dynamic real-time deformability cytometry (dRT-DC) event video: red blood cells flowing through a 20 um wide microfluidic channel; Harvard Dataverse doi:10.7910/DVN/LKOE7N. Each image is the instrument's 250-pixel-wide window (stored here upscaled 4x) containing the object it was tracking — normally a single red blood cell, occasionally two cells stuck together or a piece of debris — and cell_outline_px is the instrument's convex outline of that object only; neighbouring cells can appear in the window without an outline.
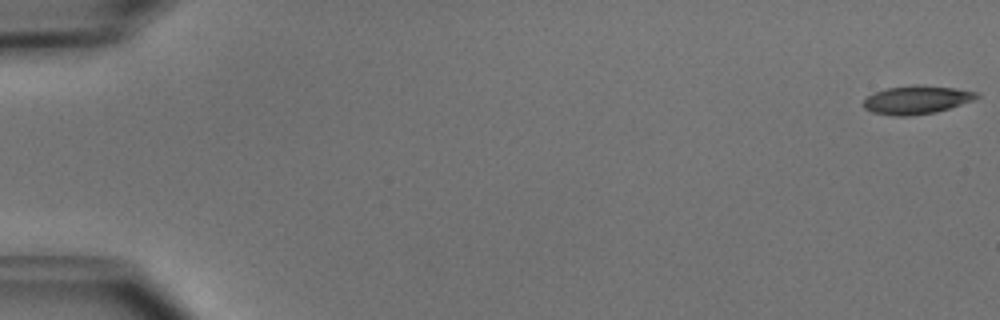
{"species": "common noctule bat (a hibernating species)", "species_latin": "Nyctalus noctula", "temperature_condition": "cold", "stored_images_in_passage": 51, "camera_frame_rate_fps": 3000, "um_per_image_px": 0.085, "animal": {"sex": "male", "body_mass_g": 15.6}, "frame": {"image": 1, "passage_image": 1, "time_ms": 0.0, "image_size_px": [1000, 320], "cell_outline_px": [[980, 96], [972, 100], [936, 112], [908, 116], [892, 116], [872, 112], [864, 108], [864, 100], [868, 96], [876, 92], [888, 88], [916, 84], [956, 88], [976, 92]], "centroid_in_image_um": [77.89, 8.48], "position_along_channel_um": 7.1, "area_um2": 18.5}}
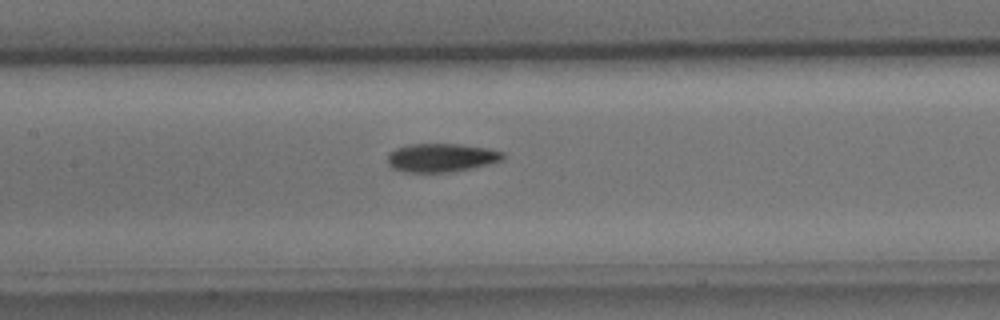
{"frame": {"image": 2, "passage_image": 25, "time_ms": 8.0, "image_size_px": [1000, 320], "cell_outline_px": [[504, 160], [472, 168], [448, 172], [404, 172], [392, 168], [388, 164], [388, 156], [396, 148], [408, 144], [460, 144], [488, 148], [504, 152]], "centroid_in_image_um": [37.53, 13.4], "position_along_channel_um": 169.9, "area_um2": 19.19}}
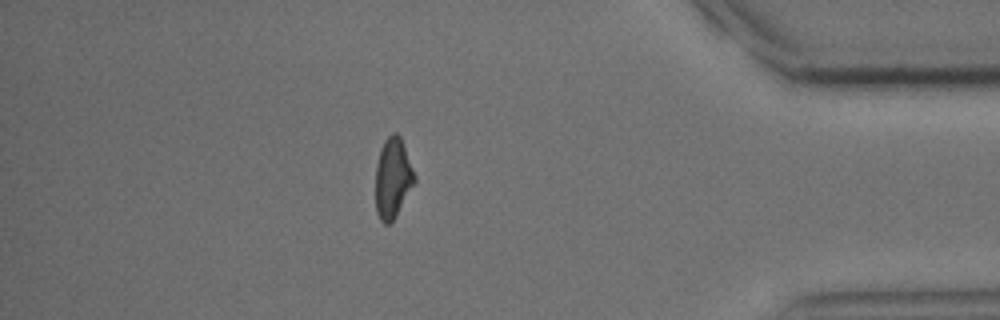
{"frame": {"image": 3, "passage_image": 45, "time_ms": 14.667, "image_size_px": [1000, 320], "cell_outline_px": [[416, 180], [396, 216], [388, 224], [384, 224], [380, 220], [376, 212], [376, 164], [380, 148], [384, 140], [392, 132], [396, 132], [400, 136], [416, 176]], "centroid_in_image_um": [33.38, 15.12], "position_along_channel_um": 401.8, "area_um2": 18.21}, "authors_computed_cell_mechanics": {"area_um2": 18.7272, "velocity_mm_per_s": 3.9876, "shape_relaxation_time_tau1_ms": 4.2709, "shape_relaxation_time_tau2_ms": 3.5073, "deformation_change_tau1": 0.1211, "deformation_change_tau2": 0.0947}}